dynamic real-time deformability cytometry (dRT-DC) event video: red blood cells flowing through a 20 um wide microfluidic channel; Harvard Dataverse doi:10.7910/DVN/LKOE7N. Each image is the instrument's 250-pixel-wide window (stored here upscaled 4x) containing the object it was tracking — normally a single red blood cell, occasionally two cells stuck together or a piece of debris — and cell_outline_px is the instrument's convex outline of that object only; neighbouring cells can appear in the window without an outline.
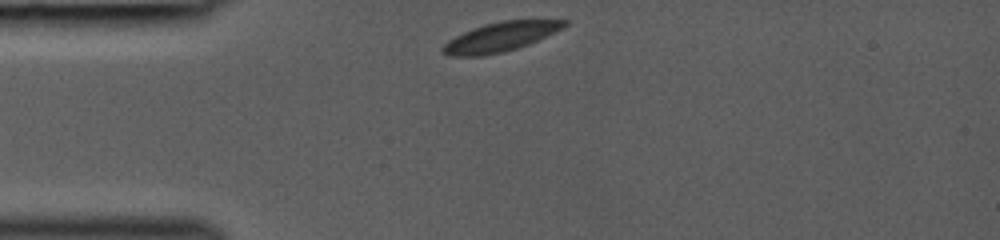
{"species": "common noctule bat (a hibernating species)", "species_latin": "Nyctalus noctula", "temperature_condition": "room temperature", "stored_images_in_passage": 29, "camera_frame_rate_fps": 3000, "um_per_image_px": 0.085, "animal": {"sex": "female", "body_mass_g": 19.0, "forearm_length_mm": 53.3}, "frame": {"image": 1, "passage_image": 1, "time_ms": 0.0, "image_size_px": [1000, 240], "cell_outline_px": [[568, 24], [528, 44], [504, 52], [484, 56], [452, 56], [440, 52], [440, 48], [448, 40], [472, 28], [484, 24], [500, 20], [568, 20]], "centroid_in_image_um": [42.45, 3.14], "position_along_channel_um": 42.6, "area_um2": 20.52}}
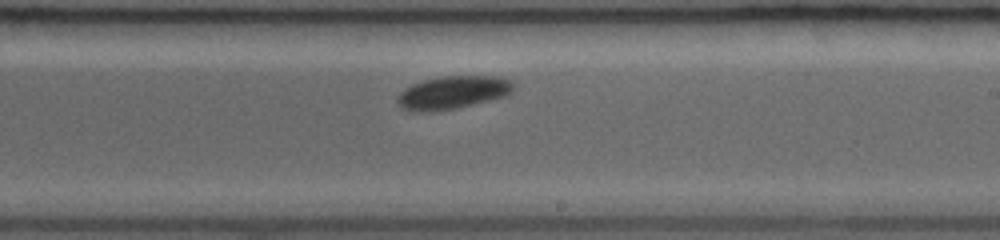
{"frame": {"image": 2, "passage_image": 17, "time_ms": 5.333, "image_size_px": [1000, 240], "cell_outline_px": [[516, 88], [508, 96], [456, 108], [428, 112], [416, 112], [404, 108], [396, 100], [396, 96], [404, 88], [412, 84], [424, 80], [440, 76], [500, 76], [512, 80]], "centroid_in_image_um": [38.53, 7.85], "position_along_channel_um": 250.5, "area_um2": 22.6}}
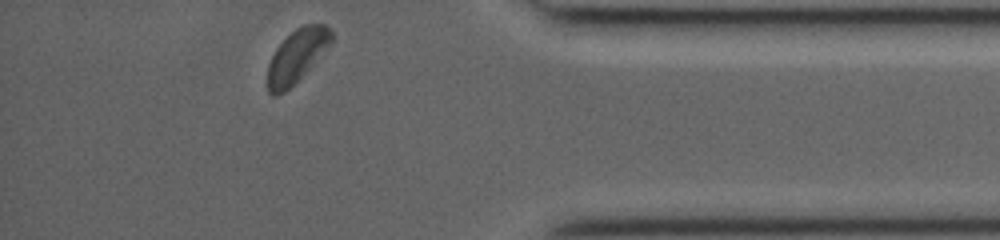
{"frame": {"image": 3, "passage_image": 29, "time_ms": 9.333, "image_size_px": [1000, 240], "cell_outline_px": [[332, 44], [284, 92], [276, 96], [272, 96], [268, 92], [268, 64], [276, 48], [296, 28], [304, 24], [324, 24], [332, 32]], "centroid_in_image_um": [25.23, 4.74], "position_along_channel_um": 410.0, "area_um2": 19.19}}